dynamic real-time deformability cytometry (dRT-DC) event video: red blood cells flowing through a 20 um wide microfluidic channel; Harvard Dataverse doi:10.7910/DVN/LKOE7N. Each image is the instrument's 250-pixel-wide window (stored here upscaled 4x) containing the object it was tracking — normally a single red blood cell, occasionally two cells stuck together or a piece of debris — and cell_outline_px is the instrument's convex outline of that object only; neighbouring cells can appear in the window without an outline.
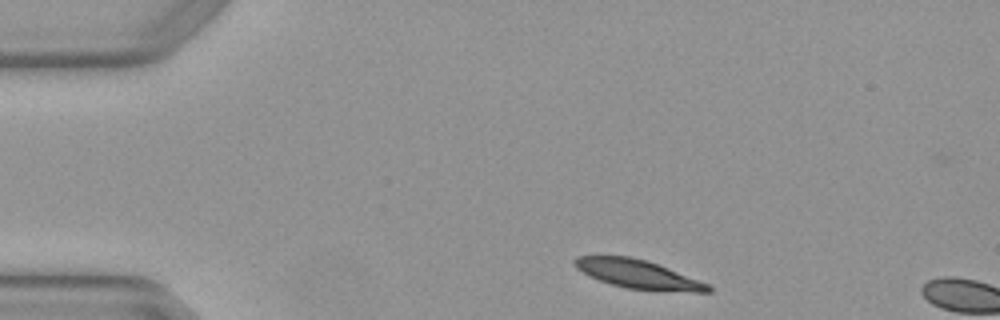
{"species": "Egyptian fruit bat (a non-hibernating species)", "species_latin": "Rousettus aegyptiacus", "temperature_condition": "warm", "stored_images_in_passage": 2, "camera_frame_rate_fps": 3000, "um_per_image_px": 0.085, "animal": {"sex": "female"}, "frame": {"image": 1, "passage_image": 1, "time_ms": 0.0, "image_size_px": [1000, 320], "cell_outline_px": [[712, 292], [656, 292], [628, 288], [612, 284], [588, 276], [576, 268], [572, 264], [572, 260], [576, 256], [632, 256], [648, 260], [708, 284], [712, 288]], "centroid_in_image_um": [54.22, 23.32], "position_along_channel_um": 30.8, "area_um2": 22.66}}